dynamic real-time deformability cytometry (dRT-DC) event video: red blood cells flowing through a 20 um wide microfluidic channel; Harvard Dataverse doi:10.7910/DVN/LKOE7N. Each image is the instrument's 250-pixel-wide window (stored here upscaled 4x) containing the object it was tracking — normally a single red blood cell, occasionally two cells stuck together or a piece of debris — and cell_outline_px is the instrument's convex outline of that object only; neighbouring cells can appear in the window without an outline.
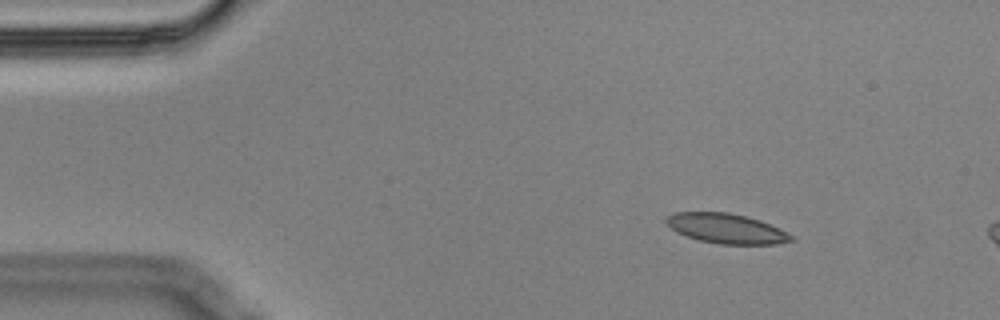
{"species": "Egyptian fruit bat (a non-hibernating species)", "species_latin": "Rousettus aegyptiacus", "temperature_condition": "cold", "stored_images_in_passage": 4, "camera_frame_rate_fps": 3000, "um_per_image_px": 0.085, "animal": {"sex": "male"}, "frame": {"image": 1, "passage_image": 2, "time_ms": 0.333, "image_size_px": [1000, 320], "cell_outline_px": [[796, 240], [776, 244], [720, 244], [700, 240], [676, 232], [664, 220], [672, 212], [728, 212], [760, 220], [792, 236]], "centroid_in_image_um": [61.71, 19.42], "position_along_channel_um": 23.3, "area_um2": 21.39}}